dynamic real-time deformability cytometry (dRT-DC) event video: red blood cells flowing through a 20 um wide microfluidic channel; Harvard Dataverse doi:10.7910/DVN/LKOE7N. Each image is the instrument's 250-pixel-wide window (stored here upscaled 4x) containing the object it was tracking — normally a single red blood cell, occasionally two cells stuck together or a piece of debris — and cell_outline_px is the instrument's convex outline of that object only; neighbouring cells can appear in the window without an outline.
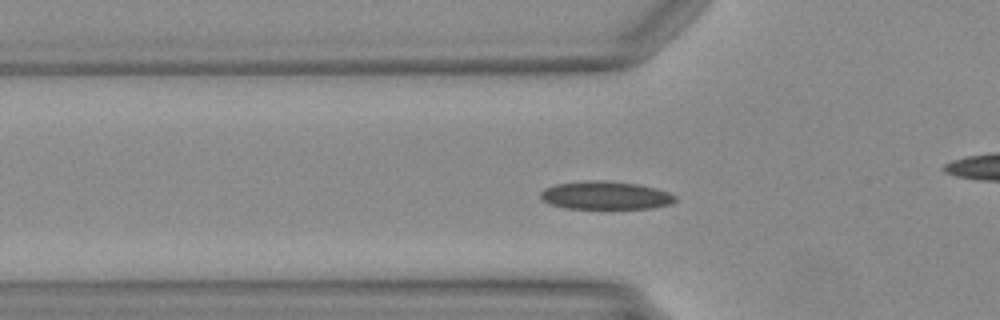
{"species": "Egyptian fruit bat (a non-hibernating species)", "species_latin": "Rousettus aegyptiacus", "temperature_condition": "warm", "stored_images_in_passage": 41, "camera_frame_rate_fps": 3000, "um_per_image_px": 0.085, "animal": {"sex": "female"}, "frame": {"image": 1, "passage_image": 14, "time_ms": 4.333, "image_size_px": [1000, 320], "cell_outline_px": [[676, 200], [672, 204], [652, 208], [564, 208], [548, 204], [540, 196], [540, 192], [544, 188], [556, 184], [588, 180], [604, 180], [640, 184], [656, 188], [668, 192], [676, 196]], "centroid_in_image_um": [51.47, 16.6], "position_along_channel_um": 74.3, "area_um2": 22.2}}
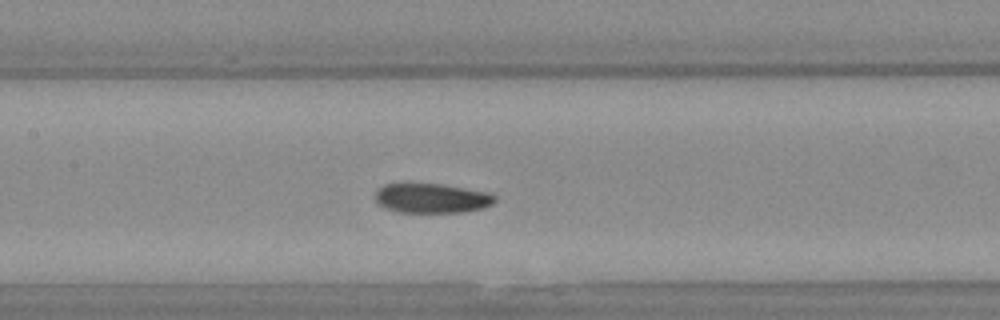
{"frame": {"image": 2, "passage_image": 21, "time_ms": 6.667, "image_size_px": [1000, 320], "cell_outline_px": [[496, 200], [492, 204], [484, 208], [464, 212], [396, 212], [384, 208], [376, 200], [376, 192], [384, 184], [440, 184], [488, 192], [496, 196]], "centroid_in_image_um": [36.72, 16.86], "position_along_channel_um": 170.7, "area_um2": 20.52}}
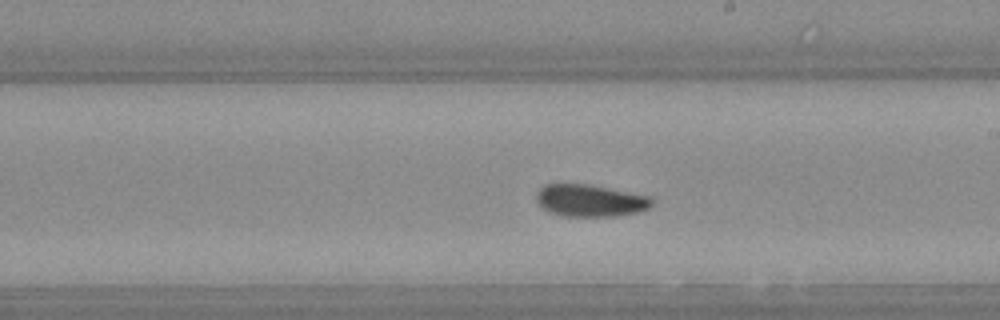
{"frame": {"image": 3, "passage_image": 26, "time_ms": 8.333, "image_size_px": [1000, 320], "cell_outline_px": [[656, 200], [648, 208], [640, 212], [616, 216], [564, 216], [548, 212], [536, 200], [536, 192], [544, 184], [588, 184], [652, 196]], "centroid_in_image_um": [50.2, 17.04], "position_along_channel_um": 238.8, "area_um2": 21.85}}